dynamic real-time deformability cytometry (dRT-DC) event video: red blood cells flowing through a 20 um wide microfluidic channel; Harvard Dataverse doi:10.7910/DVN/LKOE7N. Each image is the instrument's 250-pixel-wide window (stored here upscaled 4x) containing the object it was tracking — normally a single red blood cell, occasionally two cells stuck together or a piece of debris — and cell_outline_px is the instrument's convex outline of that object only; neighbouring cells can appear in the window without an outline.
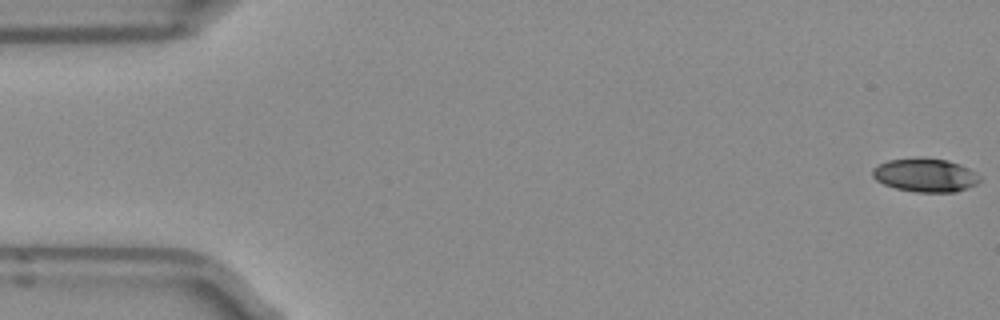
{"species": "Egyptian fruit bat (a non-hibernating species)", "species_latin": "Rousettus aegyptiacus", "temperature_condition": "room temperature", "stored_images_in_passage": 51, "camera_frame_rate_fps": 3000, "um_per_image_px": 0.085, "frame": {"image": 1, "passage_image": 1, "time_ms": 0.0, "image_size_px": [1000, 320], "cell_outline_px": [[980, 180], [976, 184], [956, 192], [916, 192], [896, 188], [884, 184], [876, 180], [872, 176], [872, 168], [888, 160], [948, 160], [960, 164], [968, 168], [980, 176]], "centroid_in_image_um": [78.65, 14.92], "position_along_channel_um": 6.3, "area_um2": 20.29}}
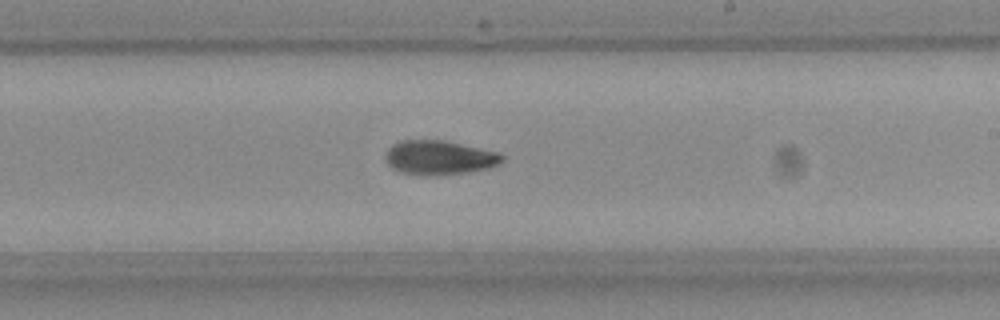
{"frame": {"image": 2, "passage_image": 30, "time_ms": 9.667, "image_size_px": [1000, 320], "cell_outline_px": [[504, 160], [488, 168], [468, 172], [400, 172], [392, 168], [388, 164], [384, 156], [388, 148], [392, 144], [400, 140], [444, 140], [500, 152], [504, 156]], "centroid_in_image_um": [37.35, 13.33], "position_along_channel_um": 251.7, "area_um2": 22.43}}
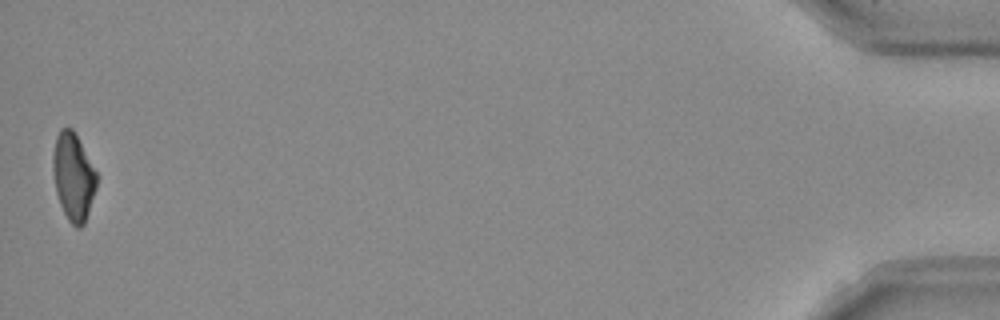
{"frame": {"image": 3, "passage_image": 51, "time_ms": 16.667, "image_size_px": [1000, 320], "cell_outline_px": [[96, 188], [84, 224], [80, 228], [76, 228], [68, 220], [60, 204], [56, 192], [52, 168], [52, 156], [56, 136], [60, 128], [72, 128], [96, 172]], "centroid_in_image_um": [6.2, 15.03], "position_along_channel_um": 429.0, "area_um2": 21.96}}